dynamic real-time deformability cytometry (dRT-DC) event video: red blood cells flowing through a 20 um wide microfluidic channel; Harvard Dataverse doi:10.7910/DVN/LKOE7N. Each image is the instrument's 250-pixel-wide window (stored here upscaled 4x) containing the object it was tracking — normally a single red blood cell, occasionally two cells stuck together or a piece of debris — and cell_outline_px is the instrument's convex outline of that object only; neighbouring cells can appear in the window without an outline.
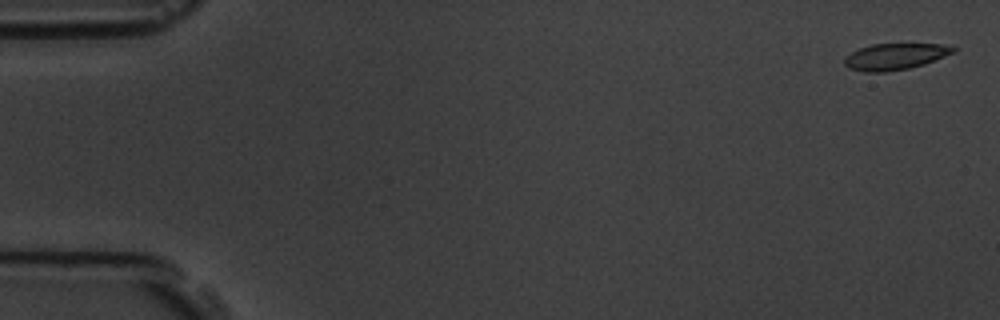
{"species": "common noctule bat (a hibernating species)", "species_latin": "Nyctalus noctula", "temperature_condition": "room temperature", "stored_images_in_passage": 4, "camera_frame_rate_fps": 3000, "um_per_image_px": 0.085, "animal": {"sex": "male", "body_mass_g": 19.5, "forearm_length_mm": 54.6}, "frame": {"image": 1, "passage_image": 1, "time_ms": 0.0, "image_size_px": [1000, 320], "cell_outline_px": [[956, 52], [924, 64], [908, 68], [884, 72], [864, 72], [848, 68], [844, 64], [844, 56], [860, 48], [872, 44], [944, 44], [956, 48]], "centroid_in_image_um": [76.06, 4.8], "position_along_channel_um": 8.9, "area_um2": 16.7}}